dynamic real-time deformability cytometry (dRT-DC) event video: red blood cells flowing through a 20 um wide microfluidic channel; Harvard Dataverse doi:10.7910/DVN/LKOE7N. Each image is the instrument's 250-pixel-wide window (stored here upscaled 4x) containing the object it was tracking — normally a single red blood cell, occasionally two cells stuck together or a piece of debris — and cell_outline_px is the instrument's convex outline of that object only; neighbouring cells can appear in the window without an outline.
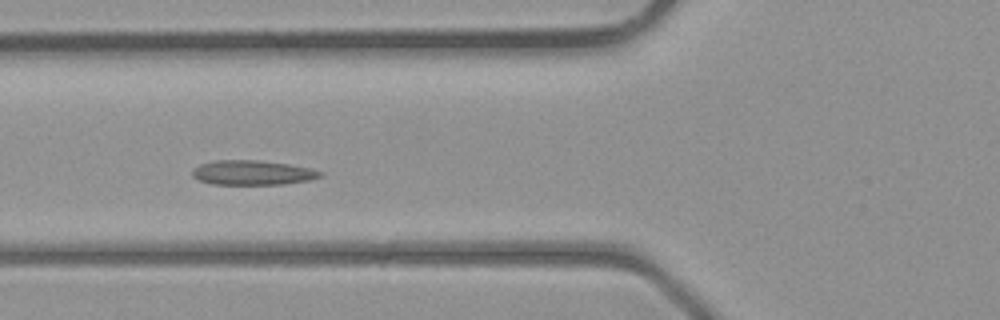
{"species": "common noctule bat (a hibernating species)", "species_latin": "Nyctalus noctula", "temperature_condition": "room temperature", "stored_images_in_passage": 3, "camera_frame_rate_fps": 3000, "um_per_image_px": 0.085, "animal": {"sex": "male", "body_mass_g": 23.1, "forearm_length_mm": 52.7}, "frame": {"image": 1, "passage_image": 3, "time_ms": 2.0, "image_size_px": [1000, 320], "cell_outline_px": [[324, 172], [320, 176], [308, 180], [284, 184], [212, 184], [200, 180], [192, 176], [192, 168], [200, 164], [212, 160], [260, 160], [288, 164], [312, 168]], "centroid_in_image_um": [21.44, 14.66], "position_along_channel_um": 104.4, "area_um2": 18.38}}